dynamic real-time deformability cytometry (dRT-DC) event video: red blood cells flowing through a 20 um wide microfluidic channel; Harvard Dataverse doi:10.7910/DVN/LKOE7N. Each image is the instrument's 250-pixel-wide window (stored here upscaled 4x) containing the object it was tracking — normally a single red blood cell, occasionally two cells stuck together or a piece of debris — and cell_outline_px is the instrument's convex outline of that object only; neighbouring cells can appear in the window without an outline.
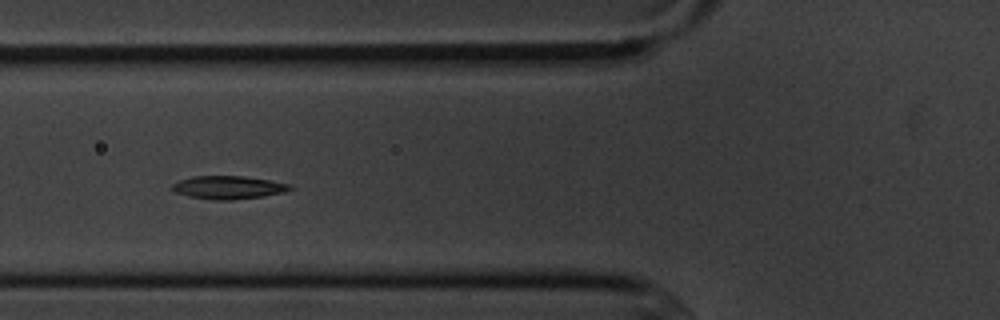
{"species": "common noctule bat (a hibernating species)", "species_latin": "Nyctalus noctula", "temperature_condition": "cold", "stored_images_in_passage": 10, "camera_frame_rate_fps": 3000, "um_per_image_px": 0.085, "animal": {"sex": "male", "body_mass_g": 20.1, "forearm_length_mm": 53.5}, "frame": {"image": 1, "passage_image": 5, "time_ms": 4.667, "image_size_px": [1000, 320], "cell_outline_px": [[292, 188], [284, 192], [264, 196], [232, 200], [212, 200], [188, 196], [176, 192], [172, 188], [172, 184], [180, 180], [192, 176], [244, 176], [292, 184]], "centroid_in_image_um": [19.41, 15.93], "position_along_channel_um": 106.4, "area_um2": 15.84}}
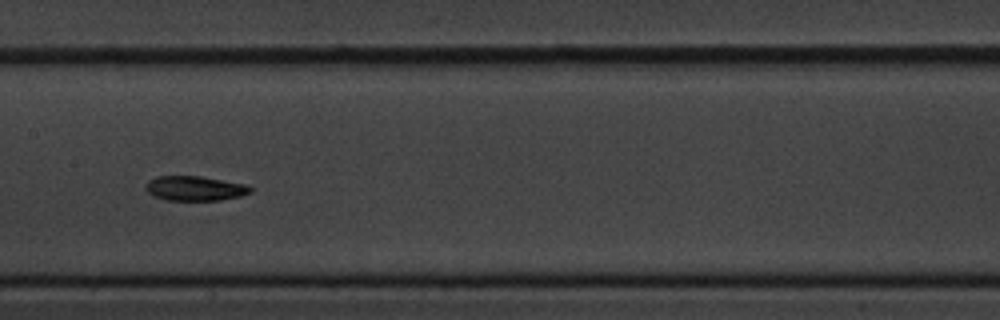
{"frame": {"image": 2, "passage_image": 7, "time_ms": 7.0, "image_size_px": [1000, 320], "cell_outline_px": [[252, 192], [240, 196], [220, 200], [164, 200], [152, 196], [144, 188], [144, 184], [148, 180], [156, 176], [200, 176], [248, 184], [252, 188]], "centroid_in_image_um": [16.54, 16.01], "position_along_channel_um": 190.9, "area_um2": 15.32}}
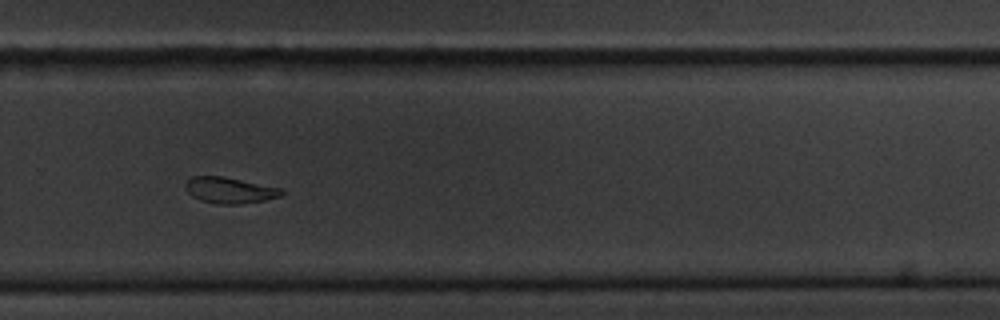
{"frame": {"image": 3, "passage_image": 10, "time_ms": 10.333, "image_size_px": [1000, 320], "cell_outline_px": [[284, 192], [280, 196], [264, 200], [240, 204], [220, 204], [200, 200], [192, 196], [184, 188], [184, 184], [192, 176], [224, 176], [284, 188]], "centroid_in_image_um": [19.53, 16.16], "position_along_channel_um": 310.3, "area_um2": 14.74}}